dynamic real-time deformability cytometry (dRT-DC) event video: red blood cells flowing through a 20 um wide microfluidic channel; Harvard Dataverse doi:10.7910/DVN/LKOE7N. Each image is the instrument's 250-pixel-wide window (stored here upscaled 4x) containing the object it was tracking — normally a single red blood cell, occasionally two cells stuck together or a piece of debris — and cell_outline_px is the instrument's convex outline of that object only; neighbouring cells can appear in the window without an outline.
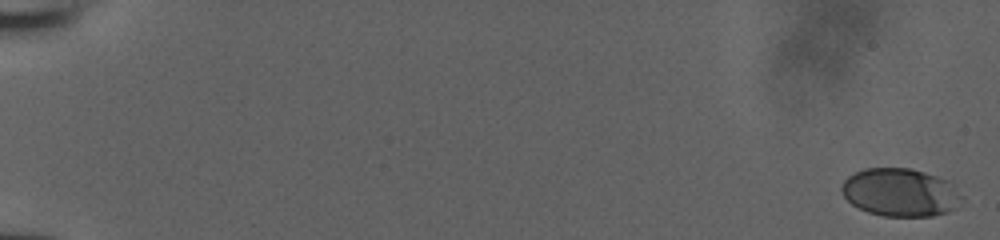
{"species": "human", "species_latin": "Homo sapiens", "temperature_condition": "room temperature", "stored_images_in_passage": 13, "camera_frame_rate_fps": 3000, "um_per_image_px": 0.085, "donor": {"sex": "male"}, "frame": {"image": 1, "passage_image": 1, "time_ms": 0.0, "image_size_px": [1000, 240], "cell_outline_px": [[964, 200], [956, 208], [948, 212], [932, 216], [884, 216], [868, 212], [852, 204], [844, 196], [840, 188], [844, 180], [848, 176], [864, 168], [912, 168], [948, 180], [964, 196]], "centroid_in_image_um": [76.56, 16.35], "position_along_channel_um": 8.4, "area_um2": 33.87}}
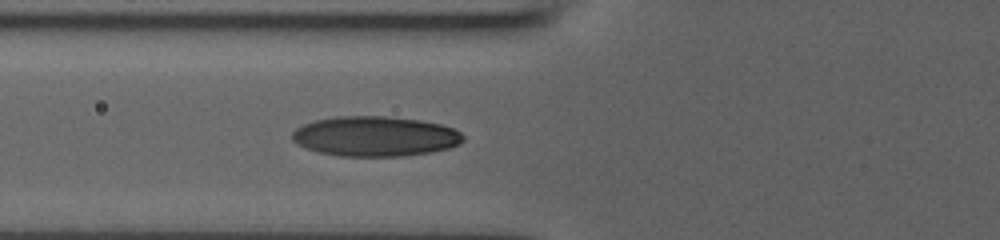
{"frame": {"image": 2, "passage_image": 13, "time_ms": 4.0, "image_size_px": [1000, 240], "cell_outline_px": [[464, 140], [460, 144], [448, 148], [432, 152], [404, 156], [340, 156], [320, 152], [304, 148], [296, 144], [292, 140], [292, 132], [296, 128], [304, 124], [316, 120], [336, 116], [388, 116], [420, 120], [440, 124], [452, 128], [460, 132], [464, 136]], "centroid_in_image_um": [31.88, 11.59], "position_along_channel_um": 93.9, "area_um2": 40.06}}